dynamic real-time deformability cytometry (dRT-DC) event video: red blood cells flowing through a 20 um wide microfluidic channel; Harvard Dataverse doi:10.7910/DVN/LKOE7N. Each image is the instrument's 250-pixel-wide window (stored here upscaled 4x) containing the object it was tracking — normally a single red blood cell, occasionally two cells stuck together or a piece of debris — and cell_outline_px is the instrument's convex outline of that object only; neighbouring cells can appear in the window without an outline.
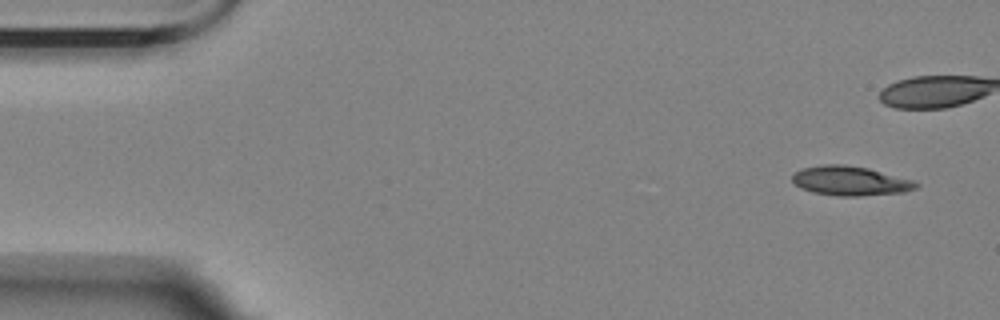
{"species": "Egyptian fruit bat (a non-hibernating species)", "species_latin": "Rousettus aegyptiacus", "temperature_condition": "room temperature", "stored_images_in_passage": 5, "camera_frame_rate_fps": 3000, "um_per_image_px": 0.085, "animal": {"sex": "female"}, "frame": {"image": 1, "passage_image": 1, "time_ms": 0.0, "image_size_px": [1000, 320], "cell_outline_px": [[920, 184], [916, 188], [904, 192], [860, 196], [836, 196], [812, 192], [800, 188], [792, 180], [792, 176], [800, 168], [824, 164], [844, 164], [868, 168], [916, 180]], "centroid_in_image_um": [72.3, 15.37], "position_along_channel_um": 12.7, "area_um2": 21.44}}
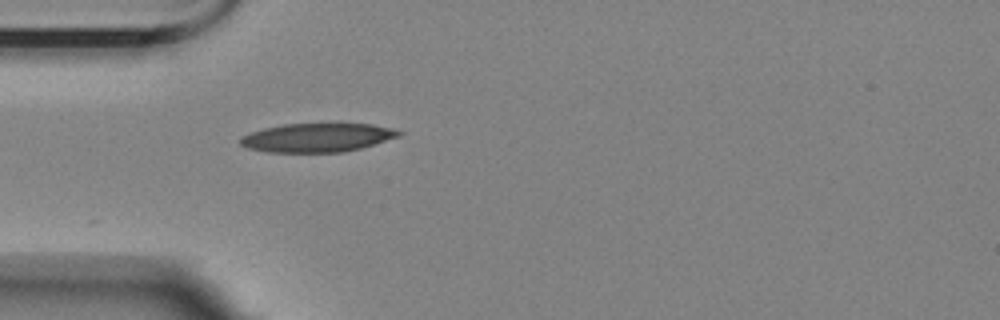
{"frame": {"image": 2, "passage_image": 5, "time_ms": 5.667, "image_size_px": [1000, 320], "cell_outline_px": [[404, 132], [400, 136], [360, 148], [344, 152], [268, 152], [248, 148], [240, 144], [240, 136], [264, 128], [284, 124], [340, 120], [372, 124], [392, 128]], "centroid_in_image_um": [27.02, 11.64], "position_along_channel_um": 58.0, "area_um2": 27.69}}